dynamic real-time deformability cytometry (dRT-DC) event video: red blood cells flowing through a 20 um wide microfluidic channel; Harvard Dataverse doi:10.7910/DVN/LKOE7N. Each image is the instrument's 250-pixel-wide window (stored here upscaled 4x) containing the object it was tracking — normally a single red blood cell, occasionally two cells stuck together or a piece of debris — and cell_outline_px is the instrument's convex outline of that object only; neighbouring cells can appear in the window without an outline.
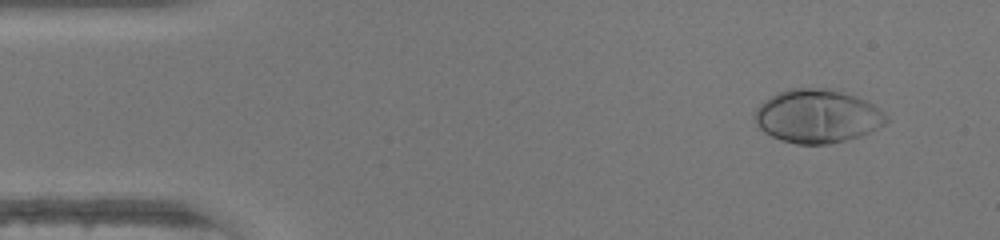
{"species": "human", "species_latin": "Homo sapiens", "temperature_condition": "warm", "stored_images_in_passage": 44, "camera_frame_rate_fps": 3000, "um_per_image_px": 0.085, "donor": {"sex": "female"}, "frame": {"image": 1, "passage_image": 1, "time_ms": 0.0, "image_size_px": [1000, 240], "cell_outline_px": [[888, 120], [884, 124], [860, 136], [828, 144], [796, 144], [780, 140], [764, 132], [756, 124], [752, 116], [756, 108], [764, 100], [776, 92], [792, 88], [840, 88], [872, 104], [884, 112]], "centroid_in_image_um": [69.43, 9.85], "position_along_channel_um": 15.6, "area_um2": 41.33}}
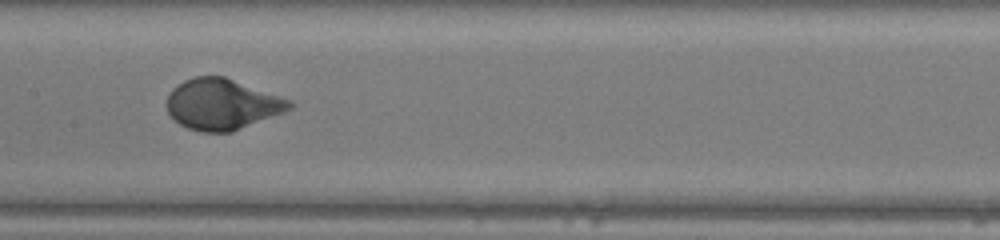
{"frame": {"image": 2, "passage_image": 20, "time_ms": 6.333, "image_size_px": [1000, 240], "cell_outline_px": [[296, 104], [292, 108], [284, 112], [232, 132], [200, 132], [188, 128], [180, 124], [168, 112], [168, 92], [172, 88], [184, 80], [196, 76], [224, 76], [292, 100]], "centroid_in_image_um": [18.9, 8.86], "position_along_channel_um": 188.5, "area_um2": 36.36}}
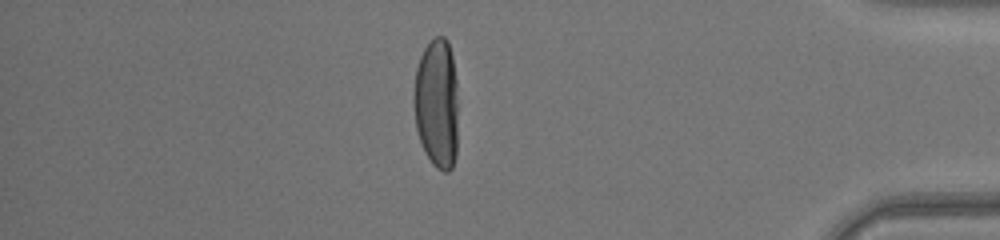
{"frame": {"image": 3, "passage_image": 37, "time_ms": 12.0, "image_size_px": [1000, 240], "cell_outline_px": [[456, 156], [452, 168], [448, 172], [444, 172], [436, 168], [432, 164], [424, 152], [416, 128], [412, 100], [416, 68], [420, 56], [424, 48], [436, 36], [444, 36], [448, 40], [452, 56], [456, 80]], "centroid_in_image_um": [37.1, 8.8], "position_along_channel_um": 398.1, "area_um2": 33.81}, "authors_computed_cell_mechanics": {"area_um2": 36.0094, "velocity_mm_per_s": 4.4022, "shape_relaxation_time_tau1_ms": 2.6537, "shape_relaxation_time_tau2_ms": null, "deformation_change_tau1": 0.2361, "deformation_change_tau2": null}}